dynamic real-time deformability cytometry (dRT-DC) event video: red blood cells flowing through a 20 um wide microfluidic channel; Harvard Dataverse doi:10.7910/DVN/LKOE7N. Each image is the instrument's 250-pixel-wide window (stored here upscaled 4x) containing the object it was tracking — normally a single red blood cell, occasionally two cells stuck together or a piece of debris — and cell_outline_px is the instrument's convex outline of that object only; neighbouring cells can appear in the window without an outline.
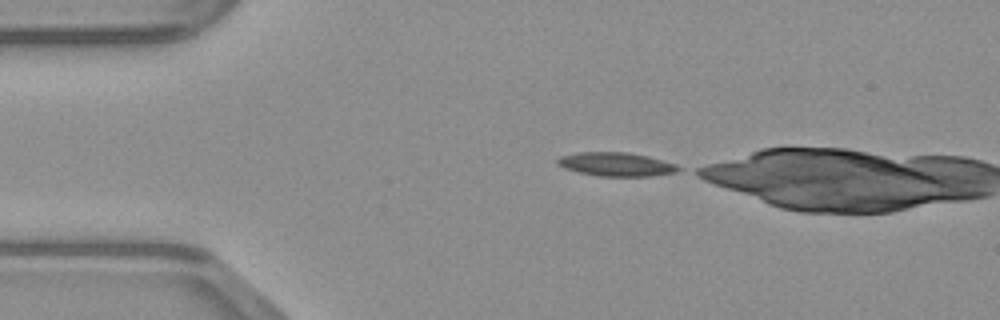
{"species": "common noctule bat (a hibernating species)", "species_latin": "Nyctalus noctula", "temperature_condition": "warm", "stored_images_in_passage": 5, "camera_frame_rate_fps": 3000, "um_per_image_px": 0.085, "animal": {"sex": "male", "body_mass_g": 23.1, "forearm_length_mm": 52.7}, "frame": {"image": 1, "passage_image": 1, "time_ms": 0.0, "image_size_px": [1000, 320], "cell_outline_px": [[684, 168], [676, 172], [648, 176], [600, 176], [580, 172], [564, 168], [556, 164], [556, 160], [560, 156], [576, 152], [628, 152], [648, 156], [676, 164]], "centroid_in_image_um": [52.37, 13.95], "position_along_channel_um": 32.6, "area_um2": 16.76}}